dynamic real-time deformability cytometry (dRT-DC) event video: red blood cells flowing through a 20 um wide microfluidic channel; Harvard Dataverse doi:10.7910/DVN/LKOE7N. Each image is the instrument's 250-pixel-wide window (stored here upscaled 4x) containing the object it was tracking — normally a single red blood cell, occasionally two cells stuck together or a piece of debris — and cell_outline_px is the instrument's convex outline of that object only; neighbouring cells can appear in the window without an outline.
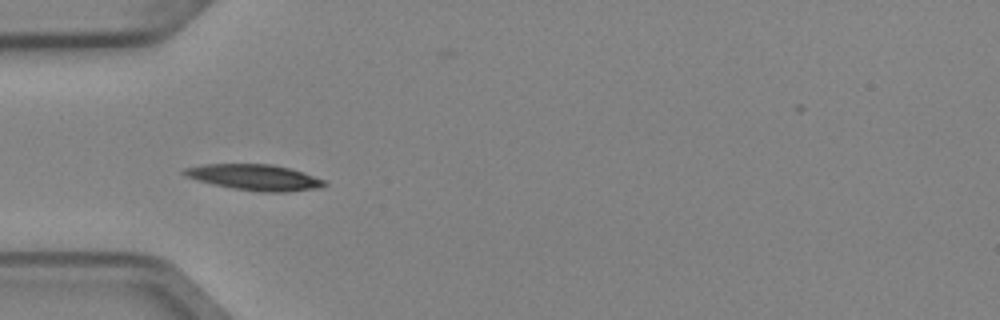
{"species": "Egyptian fruit bat (a non-hibernating species)", "species_latin": "Rousettus aegyptiacus", "temperature_condition": "cold", "stored_images_in_passage": 5, "camera_frame_rate_fps": 3000, "um_per_image_px": 0.085, "animal": {"sex": "female"}, "frame": {"image": 1, "passage_image": 3, "time_ms": 0.667, "image_size_px": [1000, 320], "cell_outline_px": [[328, 184], [320, 188], [288, 192], [260, 192], [232, 188], [212, 184], [184, 176], [180, 172], [184, 168], [204, 164], [272, 164], [304, 172], [324, 180]], "centroid_in_image_um": [21.64, 15.08], "position_along_channel_um": 63.4, "area_um2": 21.27}}
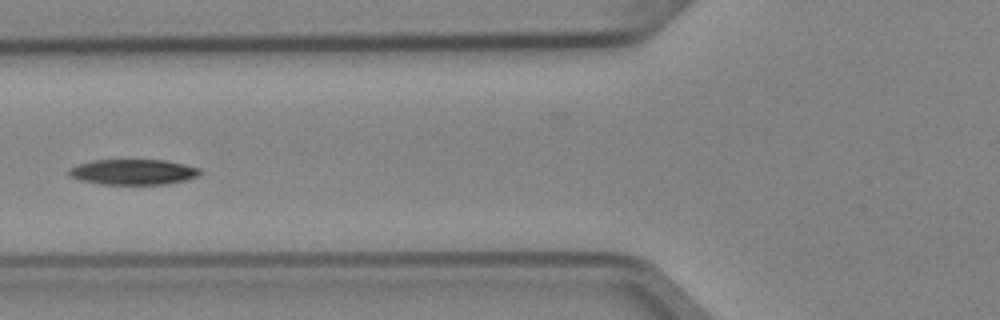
{"frame": {"image": 2, "passage_image": 4, "time_ms": 1.0, "image_size_px": [1000, 320], "cell_outline_px": [[200, 176], [184, 180], [164, 184], [104, 184], [80, 180], [68, 176], [68, 168], [76, 164], [92, 160], [168, 160], [200, 168]], "centroid_in_image_um": [11.29, 14.61], "position_along_channel_um": 114.5, "area_um2": 19.54}}
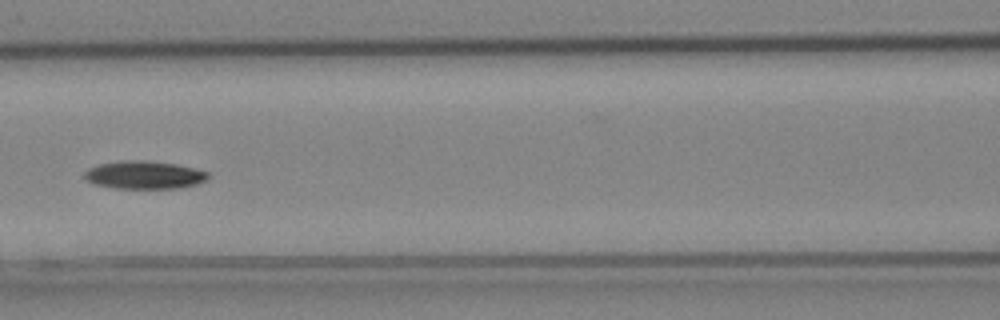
{"frame": {"image": 3, "passage_image": 5, "time_ms": 1.333, "image_size_px": [1000, 320], "cell_outline_px": [[212, 176], [196, 184], [180, 188], [116, 188], [96, 184], [88, 180], [84, 176], [84, 172], [88, 168], [100, 164], [120, 160], [144, 160], [176, 164], [208, 172]], "centroid_in_image_um": [12.27, 14.86], "position_along_channel_um": 154.3, "area_um2": 20.0}}